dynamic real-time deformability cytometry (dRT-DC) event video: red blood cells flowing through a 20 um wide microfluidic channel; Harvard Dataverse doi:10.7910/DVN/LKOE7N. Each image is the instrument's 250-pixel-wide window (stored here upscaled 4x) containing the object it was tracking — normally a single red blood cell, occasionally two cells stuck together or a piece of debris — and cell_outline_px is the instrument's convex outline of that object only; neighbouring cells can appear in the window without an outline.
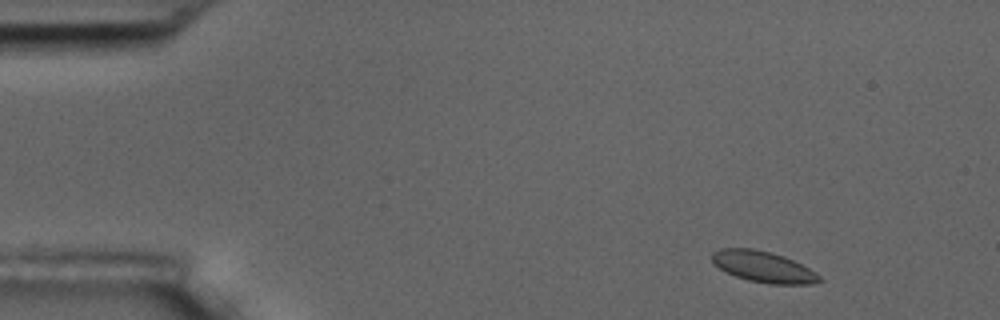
{"species": "common noctule bat (a hibernating species)", "species_latin": "Nyctalus noctula", "temperature_condition": "room temperature", "stored_images_in_passage": 4, "camera_frame_rate_fps": 3000, "um_per_image_px": 0.085, "animal": {"sex": "male", "body_mass_g": 17.5, "forearm_length_mm": 52.3}, "frame": {"image": 1, "passage_image": 1, "time_ms": 0.0, "image_size_px": [1000, 320], "cell_outline_px": [[824, 280], [812, 284], [768, 284], [748, 280], [736, 276], [720, 268], [712, 260], [712, 252], [720, 248], [752, 248], [784, 256], [808, 268], [820, 276]], "centroid_in_image_um": [64.89, 22.68], "position_along_channel_um": 20.1, "area_um2": 19.19}}
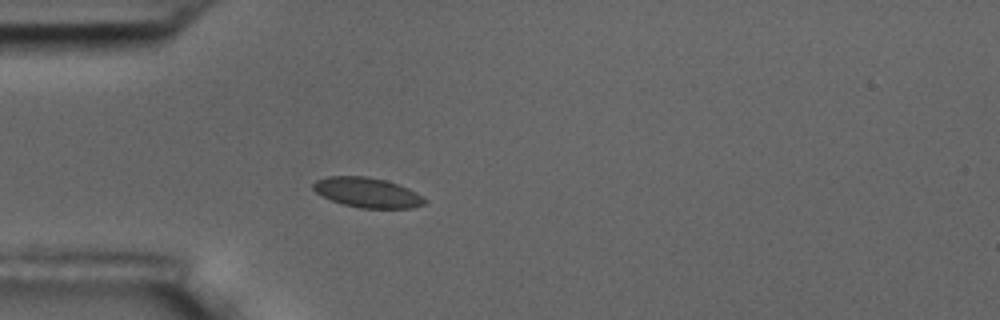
{"frame": {"image": 2, "passage_image": 4, "time_ms": 3.333, "image_size_px": [1000, 320], "cell_outline_px": [[428, 200], [424, 204], [412, 208], [360, 208], [344, 204], [332, 200], [316, 192], [312, 188], [312, 184], [316, 180], [328, 176], [368, 176], [384, 180], [408, 188], [416, 192]], "centroid_in_image_um": [31.23, 16.36], "position_along_channel_um": 53.8, "area_um2": 19.31}}